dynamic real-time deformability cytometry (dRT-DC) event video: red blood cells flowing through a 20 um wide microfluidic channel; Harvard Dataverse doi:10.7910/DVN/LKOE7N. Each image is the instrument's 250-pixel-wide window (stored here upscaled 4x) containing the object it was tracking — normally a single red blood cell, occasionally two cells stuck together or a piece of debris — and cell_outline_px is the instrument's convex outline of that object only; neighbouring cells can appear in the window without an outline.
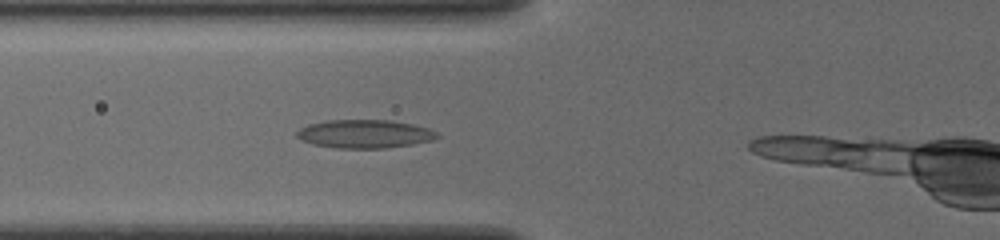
{"species": "common noctule bat (a hibernating species)", "species_latin": "Nyctalus noctula", "temperature_condition": "cold", "stored_images_in_passage": 4, "camera_frame_rate_fps": 3000, "um_per_image_px": 0.085, "animal": {"sex": "female", "body_mass_g": 19.5, "forearm_length_mm": 54.1}, "frame": {"image": 1, "passage_image": 4, "time_ms": 1.0, "image_size_px": [1000, 240], "cell_outline_px": [[440, 136], [432, 140], [412, 144], [384, 148], [336, 148], [312, 144], [300, 140], [296, 136], [296, 132], [300, 128], [308, 124], [324, 120], [392, 120], [412, 124], [428, 128], [436, 132]], "centroid_in_image_um": [30.95, 11.38], "position_along_channel_um": 94.8, "area_um2": 23.29}}